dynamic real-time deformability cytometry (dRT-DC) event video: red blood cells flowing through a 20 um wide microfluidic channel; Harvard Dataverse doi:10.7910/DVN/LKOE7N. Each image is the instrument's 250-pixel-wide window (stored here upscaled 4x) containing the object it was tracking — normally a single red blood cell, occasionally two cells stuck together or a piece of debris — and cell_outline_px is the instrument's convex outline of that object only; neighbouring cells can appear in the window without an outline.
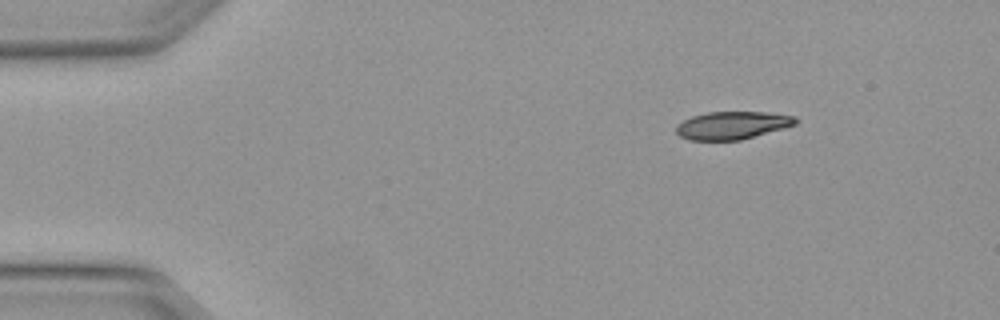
{"species": "Egyptian fruit bat (a non-hibernating species)", "species_latin": "Rousettus aegyptiacus", "temperature_condition": "warm", "stored_images_in_passage": 3, "camera_frame_rate_fps": 3000, "um_per_image_px": 0.085, "animal": {"sex": "female"}, "frame": {"image": 1, "passage_image": 1, "time_ms": 0.0, "image_size_px": [1000, 320], "cell_outline_px": [[800, 120], [796, 124], [784, 128], [740, 140], [688, 140], [680, 136], [676, 132], [676, 124], [692, 116], [708, 112], [764, 112], [796, 116]], "centroid_in_image_um": [62.25, 10.65], "position_along_channel_um": 22.8, "area_um2": 19.36}}